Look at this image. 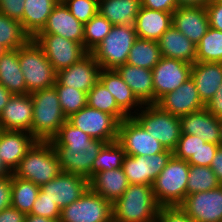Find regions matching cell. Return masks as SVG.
Returning <instances> with one entry per match:
<instances>
[{
    "mask_svg": "<svg viewBox=\"0 0 222 222\" xmlns=\"http://www.w3.org/2000/svg\"><path fill=\"white\" fill-rule=\"evenodd\" d=\"M206 142L198 136L190 134H182L178 141L176 149L173 151V155L181 160L188 161L201 145H204Z\"/></svg>",
    "mask_w": 222,
    "mask_h": 222,
    "instance_id": "obj_43",
    "label": "cell"
},
{
    "mask_svg": "<svg viewBox=\"0 0 222 222\" xmlns=\"http://www.w3.org/2000/svg\"><path fill=\"white\" fill-rule=\"evenodd\" d=\"M112 203L88 188L83 195L61 209L59 222H113Z\"/></svg>",
    "mask_w": 222,
    "mask_h": 222,
    "instance_id": "obj_9",
    "label": "cell"
},
{
    "mask_svg": "<svg viewBox=\"0 0 222 222\" xmlns=\"http://www.w3.org/2000/svg\"><path fill=\"white\" fill-rule=\"evenodd\" d=\"M161 58L158 41L137 38L126 63L152 70Z\"/></svg>",
    "mask_w": 222,
    "mask_h": 222,
    "instance_id": "obj_33",
    "label": "cell"
},
{
    "mask_svg": "<svg viewBox=\"0 0 222 222\" xmlns=\"http://www.w3.org/2000/svg\"><path fill=\"white\" fill-rule=\"evenodd\" d=\"M212 0H177L178 7L181 6H207Z\"/></svg>",
    "mask_w": 222,
    "mask_h": 222,
    "instance_id": "obj_54",
    "label": "cell"
},
{
    "mask_svg": "<svg viewBox=\"0 0 222 222\" xmlns=\"http://www.w3.org/2000/svg\"><path fill=\"white\" fill-rule=\"evenodd\" d=\"M99 81L109 90L118 106L129 117L136 114L144 106L115 69H101Z\"/></svg>",
    "mask_w": 222,
    "mask_h": 222,
    "instance_id": "obj_24",
    "label": "cell"
},
{
    "mask_svg": "<svg viewBox=\"0 0 222 222\" xmlns=\"http://www.w3.org/2000/svg\"><path fill=\"white\" fill-rule=\"evenodd\" d=\"M25 0H0V13L9 18L21 21Z\"/></svg>",
    "mask_w": 222,
    "mask_h": 222,
    "instance_id": "obj_47",
    "label": "cell"
},
{
    "mask_svg": "<svg viewBox=\"0 0 222 222\" xmlns=\"http://www.w3.org/2000/svg\"><path fill=\"white\" fill-rule=\"evenodd\" d=\"M136 39L134 26L113 25L102 42L90 53L101 69H116L127 62Z\"/></svg>",
    "mask_w": 222,
    "mask_h": 222,
    "instance_id": "obj_8",
    "label": "cell"
},
{
    "mask_svg": "<svg viewBox=\"0 0 222 222\" xmlns=\"http://www.w3.org/2000/svg\"><path fill=\"white\" fill-rule=\"evenodd\" d=\"M182 134L196 135L205 142L220 143V119L206 108L180 116Z\"/></svg>",
    "mask_w": 222,
    "mask_h": 222,
    "instance_id": "obj_23",
    "label": "cell"
},
{
    "mask_svg": "<svg viewBox=\"0 0 222 222\" xmlns=\"http://www.w3.org/2000/svg\"><path fill=\"white\" fill-rule=\"evenodd\" d=\"M220 143H219V145L222 147V119H220Z\"/></svg>",
    "mask_w": 222,
    "mask_h": 222,
    "instance_id": "obj_58",
    "label": "cell"
},
{
    "mask_svg": "<svg viewBox=\"0 0 222 222\" xmlns=\"http://www.w3.org/2000/svg\"><path fill=\"white\" fill-rule=\"evenodd\" d=\"M205 108L217 119H222V84L215 95L206 103Z\"/></svg>",
    "mask_w": 222,
    "mask_h": 222,
    "instance_id": "obj_51",
    "label": "cell"
},
{
    "mask_svg": "<svg viewBox=\"0 0 222 222\" xmlns=\"http://www.w3.org/2000/svg\"><path fill=\"white\" fill-rule=\"evenodd\" d=\"M190 165L174 155L156 177L153 193L161 207L180 206L187 196V182Z\"/></svg>",
    "mask_w": 222,
    "mask_h": 222,
    "instance_id": "obj_5",
    "label": "cell"
},
{
    "mask_svg": "<svg viewBox=\"0 0 222 222\" xmlns=\"http://www.w3.org/2000/svg\"><path fill=\"white\" fill-rule=\"evenodd\" d=\"M191 78L200 99L206 105L222 84V63L196 61L192 64Z\"/></svg>",
    "mask_w": 222,
    "mask_h": 222,
    "instance_id": "obj_26",
    "label": "cell"
},
{
    "mask_svg": "<svg viewBox=\"0 0 222 222\" xmlns=\"http://www.w3.org/2000/svg\"><path fill=\"white\" fill-rule=\"evenodd\" d=\"M33 100L32 136L37 141H50L67 120L60 106L55 86L30 94Z\"/></svg>",
    "mask_w": 222,
    "mask_h": 222,
    "instance_id": "obj_3",
    "label": "cell"
},
{
    "mask_svg": "<svg viewBox=\"0 0 222 222\" xmlns=\"http://www.w3.org/2000/svg\"><path fill=\"white\" fill-rule=\"evenodd\" d=\"M129 182L122 168L97 172L89 179V188L112 204L128 188Z\"/></svg>",
    "mask_w": 222,
    "mask_h": 222,
    "instance_id": "obj_29",
    "label": "cell"
},
{
    "mask_svg": "<svg viewBox=\"0 0 222 222\" xmlns=\"http://www.w3.org/2000/svg\"><path fill=\"white\" fill-rule=\"evenodd\" d=\"M132 117L165 149H176L182 133L178 116L163 111L156 104H144Z\"/></svg>",
    "mask_w": 222,
    "mask_h": 222,
    "instance_id": "obj_7",
    "label": "cell"
},
{
    "mask_svg": "<svg viewBox=\"0 0 222 222\" xmlns=\"http://www.w3.org/2000/svg\"><path fill=\"white\" fill-rule=\"evenodd\" d=\"M12 176L0 178V212L11 206Z\"/></svg>",
    "mask_w": 222,
    "mask_h": 222,
    "instance_id": "obj_50",
    "label": "cell"
},
{
    "mask_svg": "<svg viewBox=\"0 0 222 222\" xmlns=\"http://www.w3.org/2000/svg\"><path fill=\"white\" fill-rule=\"evenodd\" d=\"M89 188V180L78 174L61 172L54 179L40 186L46 197L55 201L60 209L77 201Z\"/></svg>",
    "mask_w": 222,
    "mask_h": 222,
    "instance_id": "obj_16",
    "label": "cell"
},
{
    "mask_svg": "<svg viewBox=\"0 0 222 222\" xmlns=\"http://www.w3.org/2000/svg\"><path fill=\"white\" fill-rule=\"evenodd\" d=\"M62 172L78 174L88 180L92 177V165L105 144L74 127L67 120L50 140Z\"/></svg>",
    "mask_w": 222,
    "mask_h": 222,
    "instance_id": "obj_1",
    "label": "cell"
},
{
    "mask_svg": "<svg viewBox=\"0 0 222 222\" xmlns=\"http://www.w3.org/2000/svg\"><path fill=\"white\" fill-rule=\"evenodd\" d=\"M141 0H98V13L112 25H135Z\"/></svg>",
    "mask_w": 222,
    "mask_h": 222,
    "instance_id": "obj_32",
    "label": "cell"
},
{
    "mask_svg": "<svg viewBox=\"0 0 222 222\" xmlns=\"http://www.w3.org/2000/svg\"><path fill=\"white\" fill-rule=\"evenodd\" d=\"M61 172L58 156L51 142L36 141L12 174L41 186Z\"/></svg>",
    "mask_w": 222,
    "mask_h": 222,
    "instance_id": "obj_4",
    "label": "cell"
},
{
    "mask_svg": "<svg viewBox=\"0 0 222 222\" xmlns=\"http://www.w3.org/2000/svg\"><path fill=\"white\" fill-rule=\"evenodd\" d=\"M11 96L12 94L3 85L0 84V114Z\"/></svg>",
    "mask_w": 222,
    "mask_h": 222,
    "instance_id": "obj_55",
    "label": "cell"
},
{
    "mask_svg": "<svg viewBox=\"0 0 222 222\" xmlns=\"http://www.w3.org/2000/svg\"><path fill=\"white\" fill-rule=\"evenodd\" d=\"M33 40L43 50L56 73L75 64L88 53L81 43L57 34H37Z\"/></svg>",
    "mask_w": 222,
    "mask_h": 222,
    "instance_id": "obj_10",
    "label": "cell"
},
{
    "mask_svg": "<svg viewBox=\"0 0 222 222\" xmlns=\"http://www.w3.org/2000/svg\"><path fill=\"white\" fill-rule=\"evenodd\" d=\"M143 104H154L152 70L127 63L115 69Z\"/></svg>",
    "mask_w": 222,
    "mask_h": 222,
    "instance_id": "obj_28",
    "label": "cell"
},
{
    "mask_svg": "<svg viewBox=\"0 0 222 222\" xmlns=\"http://www.w3.org/2000/svg\"><path fill=\"white\" fill-rule=\"evenodd\" d=\"M70 13L81 23H87L98 13V0H62Z\"/></svg>",
    "mask_w": 222,
    "mask_h": 222,
    "instance_id": "obj_42",
    "label": "cell"
},
{
    "mask_svg": "<svg viewBox=\"0 0 222 222\" xmlns=\"http://www.w3.org/2000/svg\"><path fill=\"white\" fill-rule=\"evenodd\" d=\"M156 222H195L180 206L160 207Z\"/></svg>",
    "mask_w": 222,
    "mask_h": 222,
    "instance_id": "obj_46",
    "label": "cell"
},
{
    "mask_svg": "<svg viewBox=\"0 0 222 222\" xmlns=\"http://www.w3.org/2000/svg\"><path fill=\"white\" fill-rule=\"evenodd\" d=\"M141 6L151 10L173 13L178 4L177 0H141Z\"/></svg>",
    "mask_w": 222,
    "mask_h": 222,
    "instance_id": "obj_49",
    "label": "cell"
},
{
    "mask_svg": "<svg viewBox=\"0 0 222 222\" xmlns=\"http://www.w3.org/2000/svg\"><path fill=\"white\" fill-rule=\"evenodd\" d=\"M63 114L68 118L87 105V93L69 86L54 84Z\"/></svg>",
    "mask_w": 222,
    "mask_h": 222,
    "instance_id": "obj_41",
    "label": "cell"
},
{
    "mask_svg": "<svg viewBox=\"0 0 222 222\" xmlns=\"http://www.w3.org/2000/svg\"><path fill=\"white\" fill-rule=\"evenodd\" d=\"M5 176H12V172L7 168V166L0 158V178H3Z\"/></svg>",
    "mask_w": 222,
    "mask_h": 222,
    "instance_id": "obj_57",
    "label": "cell"
},
{
    "mask_svg": "<svg viewBox=\"0 0 222 222\" xmlns=\"http://www.w3.org/2000/svg\"><path fill=\"white\" fill-rule=\"evenodd\" d=\"M26 214L12 206L0 212V222H24Z\"/></svg>",
    "mask_w": 222,
    "mask_h": 222,
    "instance_id": "obj_52",
    "label": "cell"
},
{
    "mask_svg": "<svg viewBox=\"0 0 222 222\" xmlns=\"http://www.w3.org/2000/svg\"><path fill=\"white\" fill-rule=\"evenodd\" d=\"M117 141L130 156H151L166 150L132 116L119 123Z\"/></svg>",
    "mask_w": 222,
    "mask_h": 222,
    "instance_id": "obj_12",
    "label": "cell"
},
{
    "mask_svg": "<svg viewBox=\"0 0 222 222\" xmlns=\"http://www.w3.org/2000/svg\"><path fill=\"white\" fill-rule=\"evenodd\" d=\"M40 190L35 183L12 174L11 206L29 214Z\"/></svg>",
    "mask_w": 222,
    "mask_h": 222,
    "instance_id": "obj_35",
    "label": "cell"
},
{
    "mask_svg": "<svg viewBox=\"0 0 222 222\" xmlns=\"http://www.w3.org/2000/svg\"><path fill=\"white\" fill-rule=\"evenodd\" d=\"M36 141L30 132L0 129V158L12 173Z\"/></svg>",
    "mask_w": 222,
    "mask_h": 222,
    "instance_id": "obj_21",
    "label": "cell"
},
{
    "mask_svg": "<svg viewBox=\"0 0 222 222\" xmlns=\"http://www.w3.org/2000/svg\"><path fill=\"white\" fill-rule=\"evenodd\" d=\"M192 64L163 57L152 69L154 104L164 95L174 91L191 77Z\"/></svg>",
    "mask_w": 222,
    "mask_h": 222,
    "instance_id": "obj_14",
    "label": "cell"
},
{
    "mask_svg": "<svg viewBox=\"0 0 222 222\" xmlns=\"http://www.w3.org/2000/svg\"><path fill=\"white\" fill-rule=\"evenodd\" d=\"M205 8L210 27L222 32V2L219 0H212Z\"/></svg>",
    "mask_w": 222,
    "mask_h": 222,
    "instance_id": "obj_48",
    "label": "cell"
},
{
    "mask_svg": "<svg viewBox=\"0 0 222 222\" xmlns=\"http://www.w3.org/2000/svg\"><path fill=\"white\" fill-rule=\"evenodd\" d=\"M125 156L126 153L117 140L105 143L92 165V176L97 172L122 168Z\"/></svg>",
    "mask_w": 222,
    "mask_h": 222,
    "instance_id": "obj_37",
    "label": "cell"
},
{
    "mask_svg": "<svg viewBox=\"0 0 222 222\" xmlns=\"http://www.w3.org/2000/svg\"><path fill=\"white\" fill-rule=\"evenodd\" d=\"M196 61L222 63V32L220 30L208 28L196 45Z\"/></svg>",
    "mask_w": 222,
    "mask_h": 222,
    "instance_id": "obj_36",
    "label": "cell"
},
{
    "mask_svg": "<svg viewBox=\"0 0 222 222\" xmlns=\"http://www.w3.org/2000/svg\"><path fill=\"white\" fill-rule=\"evenodd\" d=\"M161 55L193 64L196 62V44L171 25L158 40Z\"/></svg>",
    "mask_w": 222,
    "mask_h": 222,
    "instance_id": "obj_25",
    "label": "cell"
},
{
    "mask_svg": "<svg viewBox=\"0 0 222 222\" xmlns=\"http://www.w3.org/2000/svg\"><path fill=\"white\" fill-rule=\"evenodd\" d=\"M87 105L112 115L119 123L129 117L118 106L113 95L100 81L87 93Z\"/></svg>",
    "mask_w": 222,
    "mask_h": 222,
    "instance_id": "obj_34",
    "label": "cell"
},
{
    "mask_svg": "<svg viewBox=\"0 0 222 222\" xmlns=\"http://www.w3.org/2000/svg\"><path fill=\"white\" fill-rule=\"evenodd\" d=\"M113 25L101 14L97 13L87 23L84 24L83 47L87 52H91L97 47Z\"/></svg>",
    "mask_w": 222,
    "mask_h": 222,
    "instance_id": "obj_40",
    "label": "cell"
},
{
    "mask_svg": "<svg viewBox=\"0 0 222 222\" xmlns=\"http://www.w3.org/2000/svg\"><path fill=\"white\" fill-rule=\"evenodd\" d=\"M222 185L210 167L190 165L187 195L209 191Z\"/></svg>",
    "mask_w": 222,
    "mask_h": 222,
    "instance_id": "obj_39",
    "label": "cell"
},
{
    "mask_svg": "<svg viewBox=\"0 0 222 222\" xmlns=\"http://www.w3.org/2000/svg\"><path fill=\"white\" fill-rule=\"evenodd\" d=\"M24 222H59V220L45 218L38 215L26 214Z\"/></svg>",
    "mask_w": 222,
    "mask_h": 222,
    "instance_id": "obj_56",
    "label": "cell"
},
{
    "mask_svg": "<svg viewBox=\"0 0 222 222\" xmlns=\"http://www.w3.org/2000/svg\"><path fill=\"white\" fill-rule=\"evenodd\" d=\"M173 151L166 149L151 156L124 157L122 169L129 184L153 185L156 177L166 167Z\"/></svg>",
    "mask_w": 222,
    "mask_h": 222,
    "instance_id": "obj_13",
    "label": "cell"
},
{
    "mask_svg": "<svg viewBox=\"0 0 222 222\" xmlns=\"http://www.w3.org/2000/svg\"><path fill=\"white\" fill-rule=\"evenodd\" d=\"M180 207L195 222H222V185L187 195Z\"/></svg>",
    "mask_w": 222,
    "mask_h": 222,
    "instance_id": "obj_15",
    "label": "cell"
},
{
    "mask_svg": "<svg viewBox=\"0 0 222 222\" xmlns=\"http://www.w3.org/2000/svg\"><path fill=\"white\" fill-rule=\"evenodd\" d=\"M18 54L28 94L54 86L57 73L33 39L18 48Z\"/></svg>",
    "mask_w": 222,
    "mask_h": 222,
    "instance_id": "obj_6",
    "label": "cell"
},
{
    "mask_svg": "<svg viewBox=\"0 0 222 222\" xmlns=\"http://www.w3.org/2000/svg\"><path fill=\"white\" fill-rule=\"evenodd\" d=\"M33 100L30 94L12 95L0 114V129L32 134Z\"/></svg>",
    "mask_w": 222,
    "mask_h": 222,
    "instance_id": "obj_19",
    "label": "cell"
},
{
    "mask_svg": "<svg viewBox=\"0 0 222 222\" xmlns=\"http://www.w3.org/2000/svg\"><path fill=\"white\" fill-rule=\"evenodd\" d=\"M172 25V13L140 7L135 19L137 38L158 41Z\"/></svg>",
    "mask_w": 222,
    "mask_h": 222,
    "instance_id": "obj_27",
    "label": "cell"
},
{
    "mask_svg": "<svg viewBox=\"0 0 222 222\" xmlns=\"http://www.w3.org/2000/svg\"><path fill=\"white\" fill-rule=\"evenodd\" d=\"M59 0H25L20 21L24 32L33 39L45 27L48 17Z\"/></svg>",
    "mask_w": 222,
    "mask_h": 222,
    "instance_id": "obj_30",
    "label": "cell"
},
{
    "mask_svg": "<svg viewBox=\"0 0 222 222\" xmlns=\"http://www.w3.org/2000/svg\"><path fill=\"white\" fill-rule=\"evenodd\" d=\"M210 168L214 172L219 182L222 184V147L221 146L218 147V150L212 160Z\"/></svg>",
    "mask_w": 222,
    "mask_h": 222,
    "instance_id": "obj_53",
    "label": "cell"
},
{
    "mask_svg": "<svg viewBox=\"0 0 222 222\" xmlns=\"http://www.w3.org/2000/svg\"><path fill=\"white\" fill-rule=\"evenodd\" d=\"M172 25L197 45L210 27L205 6L177 7L172 13Z\"/></svg>",
    "mask_w": 222,
    "mask_h": 222,
    "instance_id": "obj_20",
    "label": "cell"
},
{
    "mask_svg": "<svg viewBox=\"0 0 222 222\" xmlns=\"http://www.w3.org/2000/svg\"><path fill=\"white\" fill-rule=\"evenodd\" d=\"M38 34H57L83 45L84 24L78 21L62 1L53 8L47 23Z\"/></svg>",
    "mask_w": 222,
    "mask_h": 222,
    "instance_id": "obj_22",
    "label": "cell"
},
{
    "mask_svg": "<svg viewBox=\"0 0 222 222\" xmlns=\"http://www.w3.org/2000/svg\"><path fill=\"white\" fill-rule=\"evenodd\" d=\"M30 39L24 32L20 21L0 13V43L7 50L18 49Z\"/></svg>",
    "mask_w": 222,
    "mask_h": 222,
    "instance_id": "obj_38",
    "label": "cell"
},
{
    "mask_svg": "<svg viewBox=\"0 0 222 222\" xmlns=\"http://www.w3.org/2000/svg\"><path fill=\"white\" fill-rule=\"evenodd\" d=\"M100 66L91 53H87L75 64L57 72L56 81L88 93L99 81Z\"/></svg>",
    "mask_w": 222,
    "mask_h": 222,
    "instance_id": "obj_17",
    "label": "cell"
},
{
    "mask_svg": "<svg viewBox=\"0 0 222 222\" xmlns=\"http://www.w3.org/2000/svg\"><path fill=\"white\" fill-rule=\"evenodd\" d=\"M219 146V144L206 142L204 145L200 146L196 154H194L187 162L189 165L210 167Z\"/></svg>",
    "mask_w": 222,
    "mask_h": 222,
    "instance_id": "obj_45",
    "label": "cell"
},
{
    "mask_svg": "<svg viewBox=\"0 0 222 222\" xmlns=\"http://www.w3.org/2000/svg\"><path fill=\"white\" fill-rule=\"evenodd\" d=\"M160 207L152 185L129 184L112 204L113 222H154Z\"/></svg>",
    "mask_w": 222,
    "mask_h": 222,
    "instance_id": "obj_2",
    "label": "cell"
},
{
    "mask_svg": "<svg viewBox=\"0 0 222 222\" xmlns=\"http://www.w3.org/2000/svg\"><path fill=\"white\" fill-rule=\"evenodd\" d=\"M61 209L57 206L55 201L46 197V194L39 190L36 201L29 214L38 215L45 218L59 220Z\"/></svg>",
    "mask_w": 222,
    "mask_h": 222,
    "instance_id": "obj_44",
    "label": "cell"
},
{
    "mask_svg": "<svg viewBox=\"0 0 222 222\" xmlns=\"http://www.w3.org/2000/svg\"><path fill=\"white\" fill-rule=\"evenodd\" d=\"M67 121L93 139L105 143L116 141L118 138L119 122L112 115L88 105L70 115Z\"/></svg>",
    "mask_w": 222,
    "mask_h": 222,
    "instance_id": "obj_11",
    "label": "cell"
},
{
    "mask_svg": "<svg viewBox=\"0 0 222 222\" xmlns=\"http://www.w3.org/2000/svg\"><path fill=\"white\" fill-rule=\"evenodd\" d=\"M0 84L12 95L28 94L19 63L18 49L6 50L0 56Z\"/></svg>",
    "mask_w": 222,
    "mask_h": 222,
    "instance_id": "obj_31",
    "label": "cell"
},
{
    "mask_svg": "<svg viewBox=\"0 0 222 222\" xmlns=\"http://www.w3.org/2000/svg\"><path fill=\"white\" fill-rule=\"evenodd\" d=\"M156 105L163 111L178 117L205 108L191 77L177 89L164 95Z\"/></svg>",
    "mask_w": 222,
    "mask_h": 222,
    "instance_id": "obj_18",
    "label": "cell"
},
{
    "mask_svg": "<svg viewBox=\"0 0 222 222\" xmlns=\"http://www.w3.org/2000/svg\"><path fill=\"white\" fill-rule=\"evenodd\" d=\"M7 49L0 43V56L6 51Z\"/></svg>",
    "mask_w": 222,
    "mask_h": 222,
    "instance_id": "obj_59",
    "label": "cell"
}]
</instances>
